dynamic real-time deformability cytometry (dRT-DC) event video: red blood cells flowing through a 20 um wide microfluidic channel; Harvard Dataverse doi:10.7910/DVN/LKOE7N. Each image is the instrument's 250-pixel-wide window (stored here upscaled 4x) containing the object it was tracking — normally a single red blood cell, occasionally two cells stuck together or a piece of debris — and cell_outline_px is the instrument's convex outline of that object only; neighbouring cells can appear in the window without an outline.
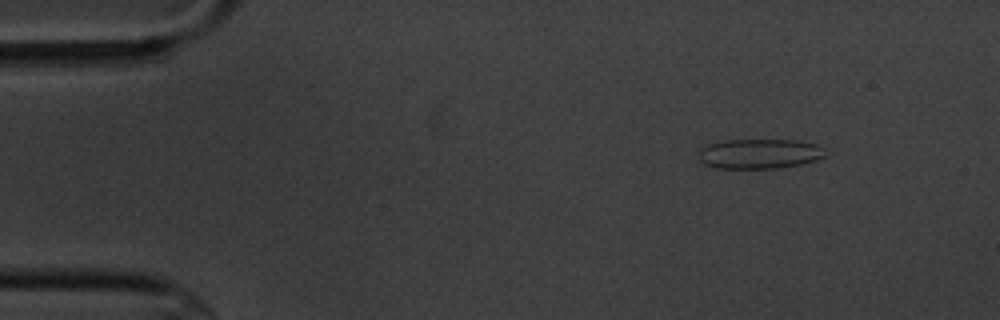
{"species": "common noctule bat (a hibernating species)", "species_latin": "Nyctalus noctula", "temperature_condition": "cold", "stored_images_in_passage": 4, "camera_frame_rate_fps": 3000, "um_per_image_px": 0.085, "animal": {"sex": "male", "body_mass_g": 20.1, "forearm_length_mm": 53.5}, "frame": {"image": 1, "passage_image": 1, "time_ms": 0.0, "image_size_px": [1000, 320], "cell_outline_px": [[828, 156], [816, 160], [800, 164], [776, 168], [716, 168], [704, 164], [700, 160], [700, 148], [708, 144], [724, 140], [796, 140], [816, 144], [824, 148]], "centroid_in_image_um": [64.58, 13.06], "position_along_channel_um": 20.4, "area_um2": 22.08}}